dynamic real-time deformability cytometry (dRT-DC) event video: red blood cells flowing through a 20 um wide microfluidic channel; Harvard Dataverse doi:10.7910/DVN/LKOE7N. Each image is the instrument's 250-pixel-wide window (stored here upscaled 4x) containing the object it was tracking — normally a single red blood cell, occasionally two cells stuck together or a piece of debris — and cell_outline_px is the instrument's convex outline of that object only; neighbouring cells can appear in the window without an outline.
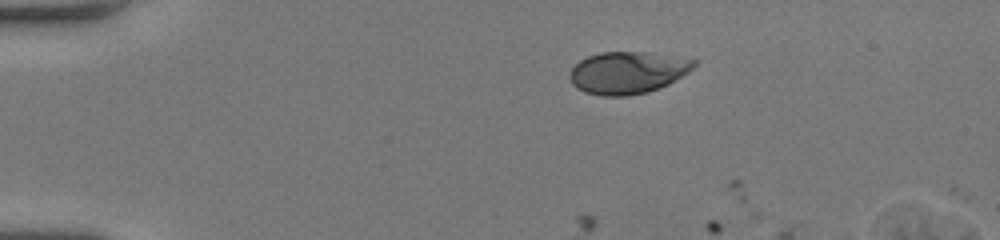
{"species": "human", "species_latin": "Homo sapiens", "temperature_condition": "room temperature", "stored_images_in_passage": 3, "camera_frame_rate_fps": 3000, "um_per_image_px": 0.085, "donor": {"sex": "female"}, "frame": {"image": 1, "passage_image": 2, "time_ms": 0.333, "image_size_px": [1000, 240], "cell_outline_px": [[696, 64], [688, 72], [668, 84], [660, 88], [648, 92], [628, 96], [600, 96], [584, 92], [576, 88], [572, 84], [568, 76], [572, 68], [580, 60], [588, 56], [600, 52], [644, 52], [696, 60]], "centroid_in_image_um": [53.3, 6.19], "position_along_channel_um": 31.7, "area_um2": 30.46}}